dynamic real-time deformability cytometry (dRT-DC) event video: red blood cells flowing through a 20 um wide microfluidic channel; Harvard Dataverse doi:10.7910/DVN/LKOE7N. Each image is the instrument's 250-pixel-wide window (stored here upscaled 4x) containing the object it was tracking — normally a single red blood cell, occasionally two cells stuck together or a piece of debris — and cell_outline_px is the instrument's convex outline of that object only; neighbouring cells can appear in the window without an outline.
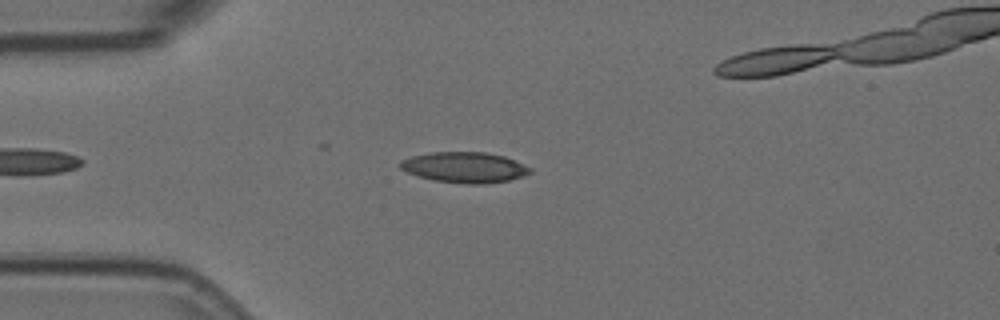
{"species": "Egyptian fruit bat (a non-hibernating species)", "species_latin": "Rousettus aegyptiacus", "temperature_condition": "room temperature", "stored_images_in_passage": 8, "segment_of_instrument_passage": [1, 2], "camera_frame_rate_fps": 3000, "um_per_image_px": 0.085, "animal": {"sex": "female"}, "frame": {"image": 1, "passage_image": 4, "time_ms": 1.0, "image_size_px": [1000, 320], "cell_outline_px": [[532, 172], [524, 176], [508, 180], [484, 184], [468, 184], [432, 180], [408, 172], [400, 168], [400, 160], [412, 156], [428, 152], [484, 152], [504, 156], [532, 168]], "centroid_in_image_um": [39.49, 14.22], "position_along_channel_um": 45.5, "area_um2": 23.12}}
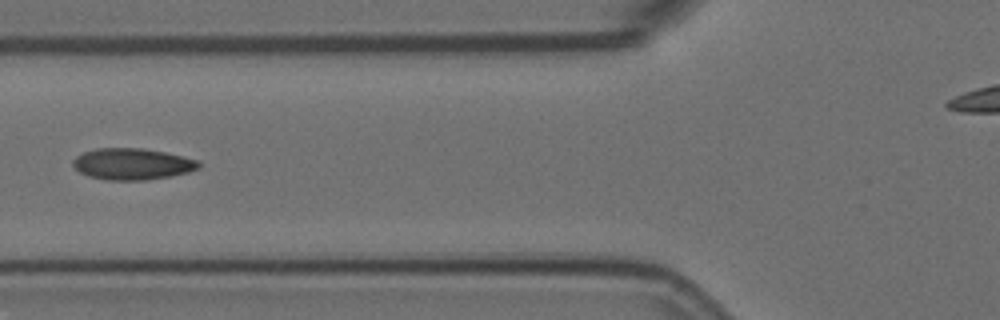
{"frame": {"image": 2, "passage_image": 6, "time_ms": 1.667, "image_size_px": [1000, 320], "cell_outline_px": [[200, 168], [188, 172], [172, 176], [148, 180], [108, 180], [88, 176], [80, 172], [72, 164], [72, 160], [76, 156], [84, 152], [96, 148], [140, 148], [164, 152], [184, 156], [200, 160]], "centroid_in_image_um": [11.27, 13.94], "position_along_channel_um": 114.5, "area_um2": 23.18}}
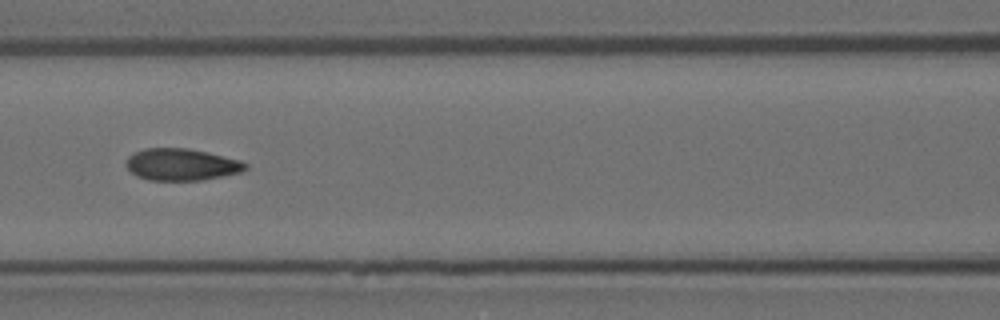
{"frame": {"image": 3, "passage_image": 7, "time_ms": 2.0, "image_size_px": [1000, 320], "cell_outline_px": [[248, 168], [240, 172], [200, 180], [148, 180], [136, 176], [128, 168], [128, 156], [144, 148], [188, 148], [208, 152], [240, 160], [248, 164]], "centroid_in_image_um": [15.44, 13.98], "position_along_channel_um": 151.2, "area_um2": 21.96}}